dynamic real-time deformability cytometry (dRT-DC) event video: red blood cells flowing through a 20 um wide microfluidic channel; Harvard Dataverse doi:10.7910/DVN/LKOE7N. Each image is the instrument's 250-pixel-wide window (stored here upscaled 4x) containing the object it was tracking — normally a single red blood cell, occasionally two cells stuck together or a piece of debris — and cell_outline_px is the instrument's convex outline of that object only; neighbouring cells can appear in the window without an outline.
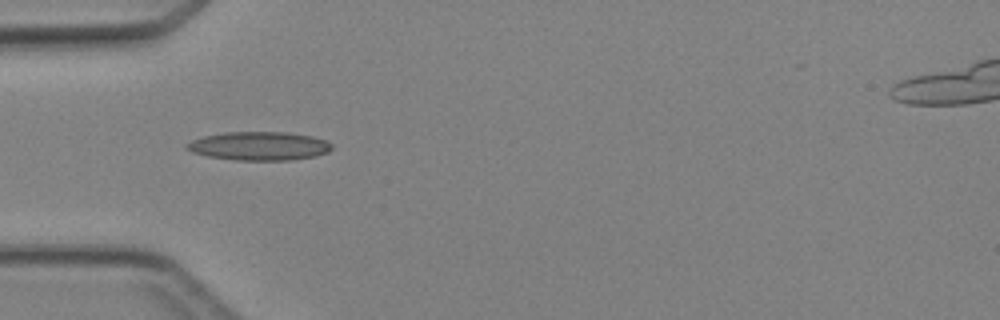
{"species": "Egyptian fruit bat (a non-hibernating species)", "species_latin": "Rousettus aegyptiacus", "temperature_condition": "cold", "stored_images_in_passage": 1, "camera_frame_rate_fps": 3000, "um_per_image_px": 0.085, "animal": {"sex": "female"}, "frame": {"image": 1, "passage_image": 1, "time_ms": 0.0, "image_size_px": [1000, 320], "cell_outline_px": [[332, 148], [328, 152], [316, 156], [292, 160], [236, 160], [208, 156], [192, 152], [184, 148], [184, 144], [192, 140], [204, 136], [224, 132], [288, 132], [312, 136], [324, 140], [332, 144]], "centroid_in_image_um": [22.01, 12.41], "position_along_channel_um": 63.0, "area_um2": 24.28}}